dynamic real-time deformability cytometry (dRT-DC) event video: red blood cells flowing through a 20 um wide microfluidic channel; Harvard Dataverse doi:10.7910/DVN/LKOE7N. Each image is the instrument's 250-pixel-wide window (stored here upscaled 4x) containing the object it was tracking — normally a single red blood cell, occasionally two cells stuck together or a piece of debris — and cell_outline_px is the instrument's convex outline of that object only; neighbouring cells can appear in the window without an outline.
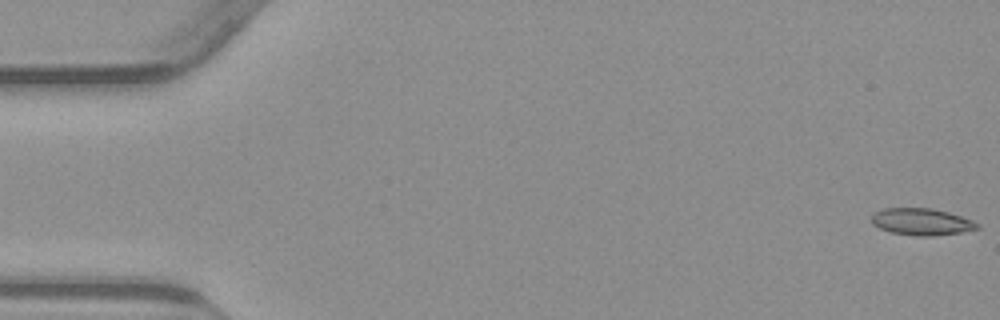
{"species": "common noctule bat (a hibernating species)", "species_latin": "Nyctalus noctula", "temperature_condition": "warm", "stored_images_in_passage": 47, "camera_frame_rate_fps": 3000, "um_per_image_px": 0.085, "animal": {"sex": "male", "body_mass_g": 23.1, "forearm_length_mm": 52.7}, "frame": {"image": 1, "passage_image": 1, "time_ms": 0.0, "image_size_px": [1000, 320], "cell_outline_px": [[980, 228], [960, 232], [932, 236], [920, 236], [892, 232], [880, 228], [872, 224], [872, 216], [876, 212], [884, 208], [932, 208], [948, 212], [972, 220], [980, 224]], "centroid_in_image_um": [78.35, 18.84], "position_along_channel_um": 6.6, "area_um2": 16.36}}
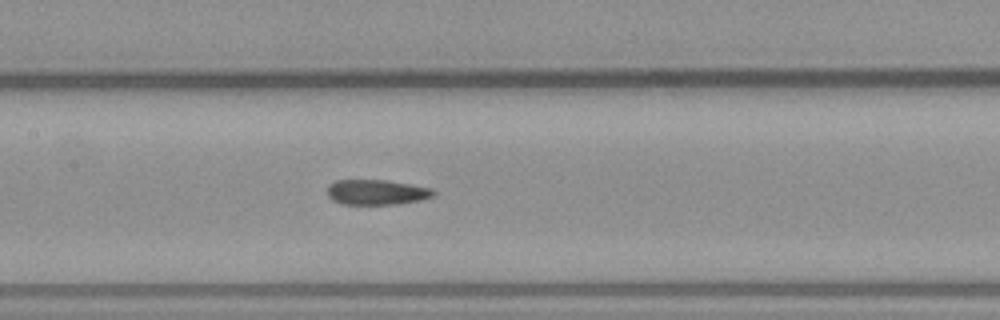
{"frame": {"image": 2, "passage_image": 26, "time_ms": 8.333, "image_size_px": [1000, 320], "cell_outline_px": [[436, 196], [424, 200], [400, 204], [340, 204], [332, 200], [328, 196], [328, 184], [336, 180], [388, 180], [412, 184], [432, 188], [436, 192]], "centroid_in_image_um": [32.07, 16.34], "position_along_channel_um": 175.3, "area_um2": 15.95}}
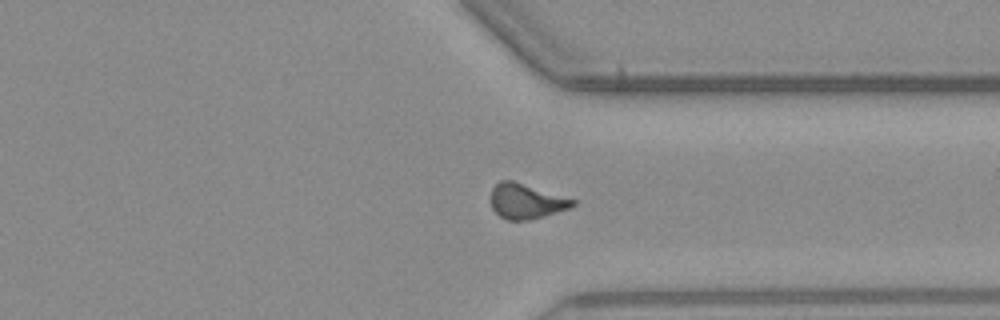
{"frame": {"image": 3, "passage_image": 41, "time_ms": 13.333, "image_size_px": [1000, 320], "cell_outline_px": [[576, 204], [568, 208], [544, 216], [528, 220], [508, 220], [500, 216], [492, 208], [492, 188], [500, 180], [512, 180], [576, 200]], "centroid_in_image_um": [44.72, 17.1], "position_along_channel_um": 366.7, "area_um2": 16.42}}